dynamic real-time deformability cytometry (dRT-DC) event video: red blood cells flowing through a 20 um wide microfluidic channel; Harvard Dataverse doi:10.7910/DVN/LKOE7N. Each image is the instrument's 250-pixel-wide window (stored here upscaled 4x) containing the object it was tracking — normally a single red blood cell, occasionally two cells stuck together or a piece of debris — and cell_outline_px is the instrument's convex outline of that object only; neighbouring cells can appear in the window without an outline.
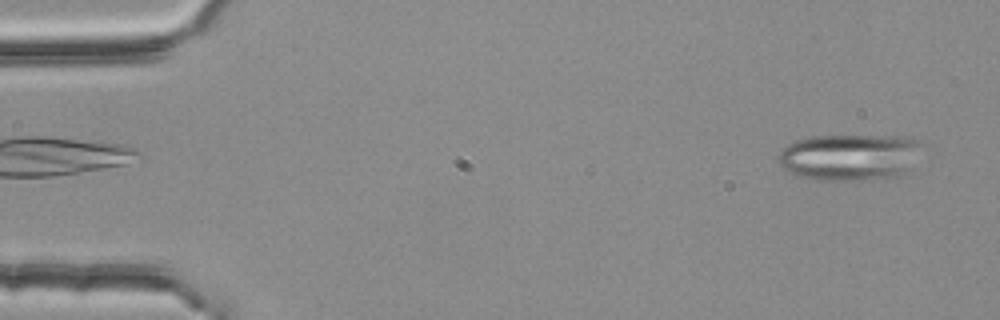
{"species": "common noctule bat (a hibernating species)", "species_latin": "Nyctalus noctula", "temperature_condition": "room temperature", "stored_images_in_passage": 4, "segment_of_instrument_passage": [2, 2], "camera_frame_rate_fps": 3000, "um_per_image_px": 0.085, "animal": {"sex": "female", "body_mass_g": 25.1}, "frame": {"image": 1, "passage_image": 4, "time_ms": 1.0, "image_size_px": [1000, 320], "cell_outline_px": [[920, 144], [908, 168], [900, 176], [844, 180], [816, 180], [796, 176], [784, 168], [780, 164], [776, 156], [788, 144], [796, 140], [808, 136], [896, 136], [916, 140]], "centroid_in_image_um": [72.1, 13.35], "position_along_channel_um": 12.9, "area_um2": 38.26}}